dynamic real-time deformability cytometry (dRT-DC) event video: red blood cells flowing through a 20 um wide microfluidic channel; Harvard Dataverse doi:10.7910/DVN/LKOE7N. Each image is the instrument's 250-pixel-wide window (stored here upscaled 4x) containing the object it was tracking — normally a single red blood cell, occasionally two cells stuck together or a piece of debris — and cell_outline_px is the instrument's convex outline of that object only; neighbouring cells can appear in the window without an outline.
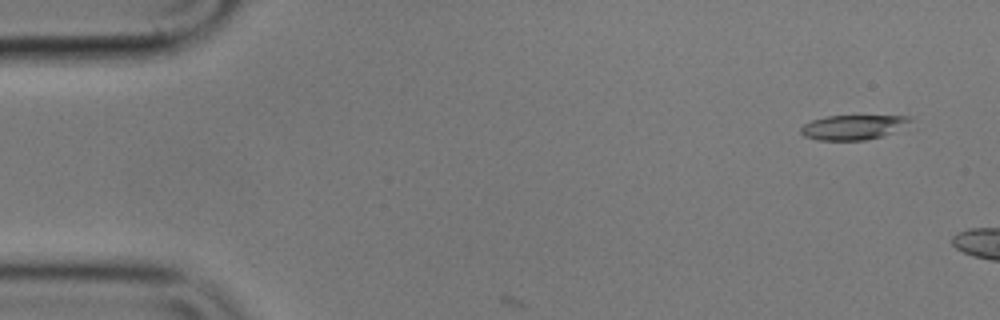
{"species": "common noctule bat (a hibernating species)", "species_latin": "Nyctalus noctula", "temperature_condition": "cold", "stored_images_in_passage": 8, "camera_frame_rate_fps": 3000, "um_per_image_px": 0.085, "animal": {"sex": "male", "body_mass_g": 17.9}, "frame": {"image": 1, "passage_image": 4, "time_ms": 1.0, "image_size_px": [1000, 320], "cell_outline_px": [[912, 120], [892, 132], [880, 136], [864, 140], [816, 140], [804, 136], [800, 132], [800, 128], [804, 124], [812, 120], [824, 116], [912, 116]], "centroid_in_image_um": [72.44, 10.81], "position_along_channel_um": 12.6, "area_um2": 15.49}}